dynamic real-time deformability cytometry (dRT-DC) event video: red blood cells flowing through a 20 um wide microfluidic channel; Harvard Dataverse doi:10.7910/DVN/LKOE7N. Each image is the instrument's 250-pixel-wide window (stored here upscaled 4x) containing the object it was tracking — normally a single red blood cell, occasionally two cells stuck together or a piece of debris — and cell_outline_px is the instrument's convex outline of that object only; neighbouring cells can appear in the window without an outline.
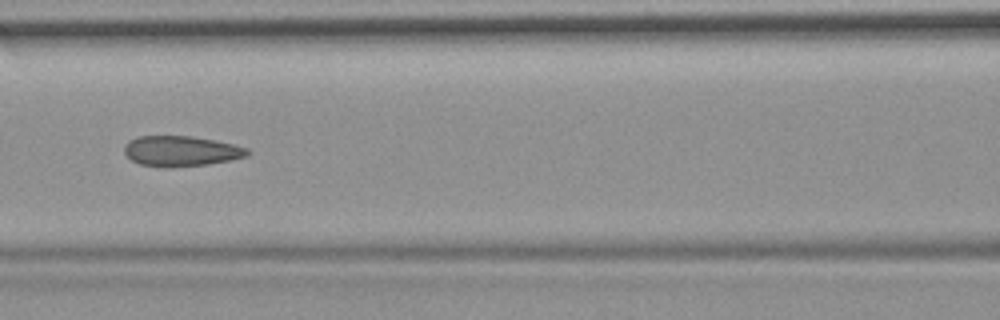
{"species": "common noctule bat (a hibernating species)", "species_latin": "Nyctalus noctula", "temperature_condition": "room temperature", "stored_images_in_passage": 9, "camera_frame_rate_fps": 3000, "um_per_image_px": 0.085, "animal": {"sex": "female", "body_mass_g": 19.9}, "frame": {"image": 1, "passage_image": 6, "time_ms": 1.667, "image_size_px": [1000, 320], "cell_outline_px": [[252, 152], [248, 156], [208, 164], [168, 168], [164, 168], [140, 164], [132, 160], [124, 152], [124, 144], [128, 140], [140, 136], [192, 136], [216, 140], [248, 148]], "centroid_in_image_um": [15.39, 12.84], "position_along_channel_um": 151.2, "area_um2": 21.96}}